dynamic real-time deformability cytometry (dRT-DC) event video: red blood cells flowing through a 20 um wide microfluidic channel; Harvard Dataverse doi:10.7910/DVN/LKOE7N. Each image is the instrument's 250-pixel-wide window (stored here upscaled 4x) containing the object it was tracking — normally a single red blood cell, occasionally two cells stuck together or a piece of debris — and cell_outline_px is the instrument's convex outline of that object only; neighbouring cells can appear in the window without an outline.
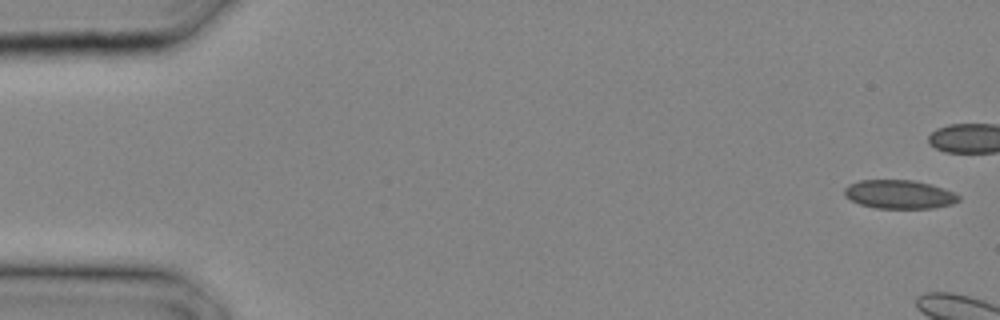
{"species": "common noctule bat (a hibernating species)", "species_latin": "Nyctalus noctula", "temperature_condition": "cold", "stored_images_in_passage": 4, "camera_frame_rate_fps": 3000, "um_per_image_px": 0.085, "animal": {"sex": "male", "body_mass_g": 20.4}, "frame": {"image": 1, "passage_image": 1, "time_ms": 0.0, "image_size_px": [1000, 320], "cell_outline_px": [[960, 200], [952, 204], [932, 208], [876, 208], [860, 204], [844, 196], [844, 188], [848, 184], [860, 180], [912, 180], [932, 184], [944, 188], [960, 196]], "centroid_in_image_um": [76.43, 16.51], "position_along_channel_um": 8.6, "area_um2": 19.13}}